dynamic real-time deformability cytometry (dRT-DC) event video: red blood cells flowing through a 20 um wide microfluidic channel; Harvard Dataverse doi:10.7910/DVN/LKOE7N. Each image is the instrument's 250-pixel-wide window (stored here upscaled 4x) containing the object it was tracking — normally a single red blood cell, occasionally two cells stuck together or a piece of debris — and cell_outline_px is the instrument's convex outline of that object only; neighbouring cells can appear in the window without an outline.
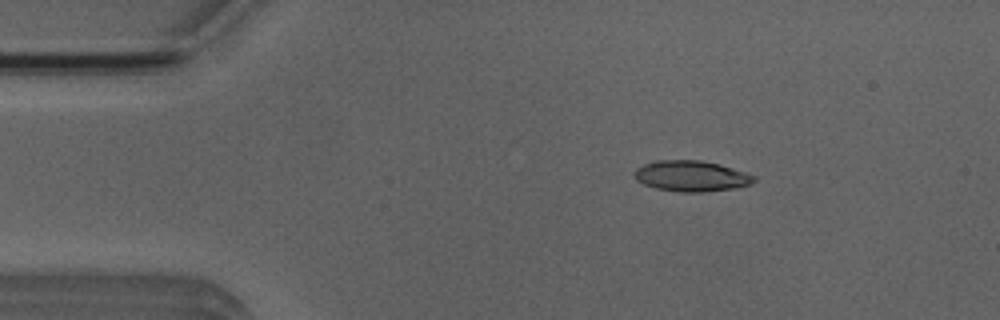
{"species": "Egyptian fruit bat (a non-hibernating species)", "species_latin": "Rousettus aegyptiacus", "temperature_condition": "room temperature", "stored_images_in_passage": 3, "camera_frame_rate_fps": 3000, "um_per_image_px": 0.085, "animal": {"sex": "male"}, "frame": {"image": 1, "passage_image": 2, "time_ms": 1.0, "image_size_px": [1000, 320], "cell_outline_px": [[756, 180], [752, 184], [736, 188], [704, 192], [680, 192], [656, 188], [644, 184], [636, 180], [632, 172], [636, 168], [644, 164], [656, 160], [700, 160], [720, 164], [756, 176]], "centroid_in_image_um": [58.76, 14.96], "position_along_channel_um": 26.2, "area_um2": 21.62}}